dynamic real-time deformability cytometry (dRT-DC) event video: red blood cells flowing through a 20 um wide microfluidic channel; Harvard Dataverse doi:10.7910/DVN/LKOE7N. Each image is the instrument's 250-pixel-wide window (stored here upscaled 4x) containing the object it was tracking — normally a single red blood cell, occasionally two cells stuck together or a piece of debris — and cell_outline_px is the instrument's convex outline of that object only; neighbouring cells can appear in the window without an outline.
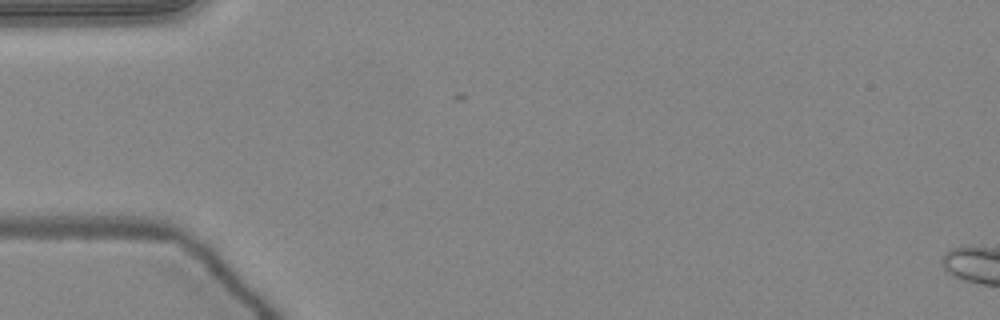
{"species": "common noctule bat (a hibernating species)", "species_latin": "Nyctalus noctula", "temperature_condition": "warm", "stored_images_in_passage": 7, "camera_frame_rate_fps": 3000, "um_per_image_px": 0.085, "animal": {"sex": "female", "body_mass_g": 24.6, "forearm_length_mm": 56.2}, "frame": {"image": 1, "passage_image": 4, "time_ms": 1.0, "image_size_px": [1000, 320], "cell_outline_px": [[200, 288], [72, 256], [80, 252], [164, 252], [172, 256], [184, 264], [200, 280]], "centroid_in_image_um": [12.44, 22.52], "position_along_channel_um": 72.6, "area_um2": 15.26}}